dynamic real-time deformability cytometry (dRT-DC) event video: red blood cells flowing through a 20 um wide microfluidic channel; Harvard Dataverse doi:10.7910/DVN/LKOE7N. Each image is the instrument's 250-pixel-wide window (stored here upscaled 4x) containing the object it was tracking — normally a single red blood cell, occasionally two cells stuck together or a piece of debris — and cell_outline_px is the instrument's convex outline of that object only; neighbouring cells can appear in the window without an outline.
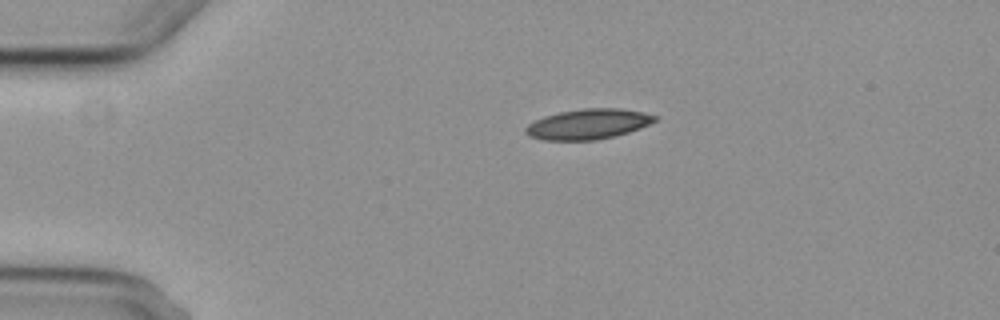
{"species": "common noctule bat (a hibernating species)", "species_latin": "Nyctalus noctula", "temperature_condition": "cold", "stored_images_in_passage": 3, "camera_frame_rate_fps": 3000, "um_per_image_px": 0.085, "animal": {"sex": "female", "body_mass_g": 29.2, "forearm_length_mm": 56.3}, "frame": {"image": 1, "passage_image": 1, "time_ms": 0.0, "image_size_px": [1000, 320], "cell_outline_px": [[656, 120], [640, 128], [616, 136], [596, 140], [544, 140], [528, 136], [524, 132], [524, 128], [528, 124], [544, 116], [560, 112], [584, 108], [620, 108], [640, 112], [656, 116]], "centroid_in_image_um": [49.95, 10.55], "position_along_channel_um": 35.1, "area_um2": 22.66}}
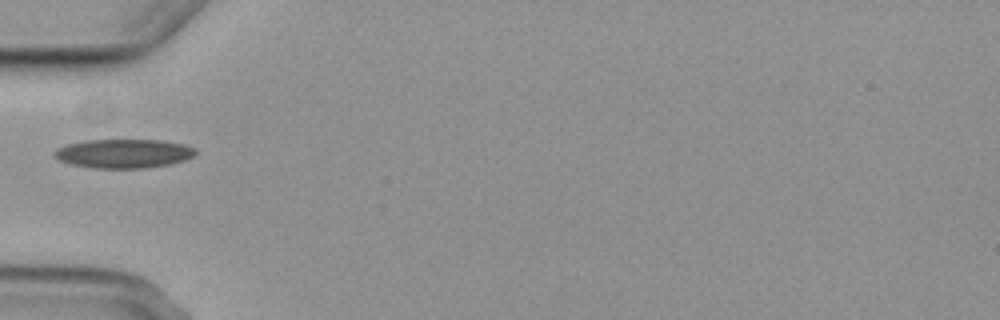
{"frame": {"image": 2, "passage_image": 3, "time_ms": 2.333, "image_size_px": [1000, 320], "cell_outline_px": [[196, 152], [192, 156], [184, 160], [168, 164], [144, 168], [92, 168], [68, 164], [56, 160], [52, 156], [52, 152], [56, 148], [68, 144], [84, 140], [164, 140], [184, 144], [196, 148]], "centroid_in_image_um": [10.43, 13.05], "position_along_channel_um": 74.6, "area_um2": 24.1}}